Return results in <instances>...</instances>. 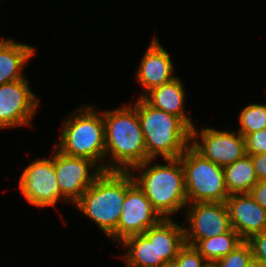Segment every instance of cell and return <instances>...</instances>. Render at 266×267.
<instances>
[{
  "label": "cell",
  "mask_w": 266,
  "mask_h": 267,
  "mask_svg": "<svg viewBox=\"0 0 266 267\" xmlns=\"http://www.w3.org/2000/svg\"><path fill=\"white\" fill-rule=\"evenodd\" d=\"M105 171H130L148 160L135 104L103 110ZM108 160V161H107Z\"/></svg>",
  "instance_id": "cell-1"
},
{
  "label": "cell",
  "mask_w": 266,
  "mask_h": 267,
  "mask_svg": "<svg viewBox=\"0 0 266 267\" xmlns=\"http://www.w3.org/2000/svg\"><path fill=\"white\" fill-rule=\"evenodd\" d=\"M164 161L167 164L153 165L150 159L134 166L130 172L158 214L163 219H172V214L188 204L184 171L179 158Z\"/></svg>",
  "instance_id": "cell-2"
},
{
  "label": "cell",
  "mask_w": 266,
  "mask_h": 267,
  "mask_svg": "<svg viewBox=\"0 0 266 267\" xmlns=\"http://www.w3.org/2000/svg\"><path fill=\"white\" fill-rule=\"evenodd\" d=\"M134 182L130 171H103L74 207L116 243V228L126 192Z\"/></svg>",
  "instance_id": "cell-3"
},
{
  "label": "cell",
  "mask_w": 266,
  "mask_h": 267,
  "mask_svg": "<svg viewBox=\"0 0 266 267\" xmlns=\"http://www.w3.org/2000/svg\"><path fill=\"white\" fill-rule=\"evenodd\" d=\"M137 115L148 160L179 158L191 145V128L179 117L137 99Z\"/></svg>",
  "instance_id": "cell-4"
},
{
  "label": "cell",
  "mask_w": 266,
  "mask_h": 267,
  "mask_svg": "<svg viewBox=\"0 0 266 267\" xmlns=\"http://www.w3.org/2000/svg\"><path fill=\"white\" fill-rule=\"evenodd\" d=\"M81 105L62 122L59 142L54 147L71 157L94 161L105 171V133L103 111ZM99 162V163H98Z\"/></svg>",
  "instance_id": "cell-5"
},
{
  "label": "cell",
  "mask_w": 266,
  "mask_h": 267,
  "mask_svg": "<svg viewBox=\"0 0 266 267\" xmlns=\"http://www.w3.org/2000/svg\"><path fill=\"white\" fill-rule=\"evenodd\" d=\"M184 171L188 203L226 202L223 167L204 158L191 145L179 157Z\"/></svg>",
  "instance_id": "cell-6"
},
{
  "label": "cell",
  "mask_w": 266,
  "mask_h": 267,
  "mask_svg": "<svg viewBox=\"0 0 266 267\" xmlns=\"http://www.w3.org/2000/svg\"><path fill=\"white\" fill-rule=\"evenodd\" d=\"M191 146L204 158L219 166H226L243 158L246 153L245 139L230 129L221 131L211 127L194 126L191 129Z\"/></svg>",
  "instance_id": "cell-7"
},
{
  "label": "cell",
  "mask_w": 266,
  "mask_h": 267,
  "mask_svg": "<svg viewBox=\"0 0 266 267\" xmlns=\"http://www.w3.org/2000/svg\"><path fill=\"white\" fill-rule=\"evenodd\" d=\"M54 168L62 200L74 205L103 170L91 159L71 157L54 149Z\"/></svg>",
  "instance_id": "cell-8"
},
{
  "label": "cell",
  "mask_w": 266,
  "mask_h": 267,
  "mask_svg": "<svg viewBox=\"0 0 266 267\" xmlns=\"http://www.w3.org/2000/svg\"><path fill=\"white\" fill-rule=\"evenodd\" d=\"M20 193L30 205L38 208L55 206L62 200L54 168V154L31 162L19 179Z\"/></svg>",
  "instance_id": "cell-9"
},
{
  "label": "cell",
  "mask_w": 266,
  "mask_h": 267,
  "mask_svg": "<svg viewBox=\"0 0 266 267\" xmlns=\"http://www.w3.org/2000/svg\"><path fill=\"white\" fill-rule=\"evenodd\" d=\"M184 227L185 244L194 246L199 240L222 235L231 229L226 202L188 203Z\"/></svg>",
  "instance_id": "cell-10"
},
{
  "label": "cell",
  "mask_w": 266,
  "mask_h": 267,
  "mask_svg": "<svg viewBox=\"0 0 266 267\" xmlns=\"http://www.w3.org/2000/svg\"><path fill=\"white\" fill-rule=\"evenodd\" d=\"M27 78L0 85V130L31 126L40 101Z\"/></svg>",
  "instance_id": "cell-11"
},
{
  "label": "cell",
  "mask_w": 266,
  "mask_h": 267,
  "mask_svg": "<svg viewBox=\"0 0 266 267\" xmlns=\"http://www.w3.org/2000/svg\"><path fill=\"white\" fill-rule=\"evenodd\" d=\"M163 218L154 209L143 190L134 182L126 192L121 216L116 228V244L125 238L143 234Z\"/></svg>",
  "instance_id": "cell-12"
},
{
  "label": "cell",
  "mask_w": 266,
  "mask_h": 267,
  "mask_svg": "<svg viewBox=\"0 0 266 267\" xmlns=\"http://www.w3.org/2000/svg\"><path fill=\"white\" fill-rule=\"evenodd\" d=\"M157 38L156 36L152 38L137 66L135 79L143 88V93L138 97H142L152 88L168 83L177 77L171 56Z\"/></svg>",
  "instance_id": "cell-13"
},
{
  "label": "cell",
  "mask_w": 266,
  "mask_h": 267,
  "mask_svg": "<svg viewBox=\"0 0 266 267\" xmlns=\"http://www.w3.org/2000/svg\"><path fill=\"white\" fill-rule=\"evenodd\" d=\"M226 204L230 225L247 241L251 236L266 231V210L249 193L231 194Z\"/></svg>",
  "instance_id": "cell-14"
},
{
  "label": "cell",
  "mask_w": 266,
  "mask_h": 267,
  "mask_svg": "<svg viewBox=\"0 0 266 267\" xmlns=\"http://www.w3.org/2000/svg\"><path fill=\"white\" fill-rule=\"evenodd\" d=\"M185 97L184 83L179 77L152 88L142 96L149 105L181 118L192 129L195 125L184 109Z\"/></svg>",
  "instance_id": "cell-15"
},
{
  "label": "cell",
  "mask_w": 266,
  "mask_h": 267,
  "mask_svg": "<svg viewBox=\"0 0 266 267\" xmlns=\"http://www.w3.org/2000/svg\"><path fill=\"white\" fill-rule=\"evenodd\" d=\"M35 47L12 38H0V85L25 79L24 67L35 53Z\"/></svg>",
  "instance_id": "cell-16"
},
{
  "label": "cell",
  "mask_w": 266,
  "mask_h": 267,
  "mask_svg": "<svg viewBox=\"0 0 266 267\" xmlns=\"http://www.w3.org/2000/svg\"><path fill=\"white\" fill-rule=\"evenodd\" d=\"M119 244L127 251L120 256L128 267H161L165 261L157 260L156 225L143 234L125 238Z\"/></svg>",
  "instance_id": "cell-17"
},
{
  "label": "cell",
  "mask_w": 266,
  "mask_h": 267,
  "mask_svg": "<svg viewBox=\"0 0 266 267\" xmlns=\"http://www.w3.org/2000/svg\"><path fill=\"white\" fill-rule=\"evenodd\" d=\"M183 226L172 219H162L156 224L157 260L173 261L185 245Z\"/></svg>",
  "instance_id": "cell-18"
},
{
  "label": "cell",
  "mask_w": 266,
  "mask_h": 267,
  "mask_svg": "<svg viewBox=\"0 0 266 267\" xmlns=\"http://www.w3.org/2000/svg\"><path fill=\"white\" fill-rule=\"evenodd\" d=\"M224 179L229 195L249 193L258 182L251 156L243 158L223 167Z\"/></svg>",
  "instance_id": "cell-19"
},
{
  "label": "cell",
  "mask_w": 266,
  "mask_h": 267,
  "mask_svg": "<svg viewBox=\"0 0 266 267\" xmlns=\"http://www.w3.org/2000/svg\"><path fill=\"white\" fill-rule=\"evenodd\" d=\"M244 240L231 228L228 232L211 238L199 240L193 247L204 257L209 265L228 255Z\"/></svg>",
  "instance_id": "cell-20"
},
{
  "label": "cell",
  "mask_w": 266,
  "mask_h": 267,
  "mask_svg": "<svg viewBox=\"0 0 266 267\" xmlns=\"http://www.w3.org/2000/svg\"><path fill=\"white\" fill-rule=\"evenodd\" d=\"M266 128V103H251L239 114L238 132L245 137L250 133Z\"/></svg>",
  "instance_id": "cell-21"
},
{
  "label": "cell",
  "mask_w": 266,
  "mask_h": 267,
  "mask_svg": "<svg viewBox=\"0 0 266 267\" xmlns=\"http://www.w3.org/2000/svg\"><path fill=\"white\" fill-rule=\"evenodd\" d=\"M253 258L250 244L243 241L228 255L220 258L214 267H247V264Z\"/></svg>",
  "instance_id": "cell-22"
},
{
  "label": "cell",
  "mask_w": 266,
  "mask_h": 267,
  "mask_svg": "<svg viewBox=\"0 0 266 267\" xmlns=\"http://www.w3.org/2000/svg\"><path fill=\"white\" fill-rule=\"evenodd\" d=\"M175 261L179 267H207L209 265L193 246L187 244L178 251Z\"/></svg>",
  "instance_id": "cell-23"
},
{
  "label": "cell",
  "mask_w": 266,
  "mask_h": 267,
  "mask_svg": "<svg viewBox=\"0 0 266 267\" xmlns=\"http://www.w3.org/2000/svg\"><path fill=\"white\" fill-rule=\"evenodd\" d=\"M247 154L266 153V128L244 137Z\"/></svg>",
  "instance_id": "cell-24"
},
{
  "label": "cell",
  "mask_w": 266,
  "mask_h": 267,
  "mask_svg": "<svg viewBox=\"0 0 266 267\" xmlns=\"http://www.w3.org/2000/svg\"><path fill=\"white\" fill-rule=\"evenodd\" d=\"M247 242L250 244L253 258L266 267V231L251 236Z\"/></svg>",
  "instance_id": "cell-25"
},
{
  "label": "cell",
  "mask_w": 266,
  "mask_h": 267,
  "mask_svg": "<svg viewBox=\"0 0 266 267\" xmlns=\"http://www.w3.org/2000/svg\"><path fill=\"white\" fill-rule=\"evenodd\" d=\"M248 155L251 156V160L258 181L266 180V153Z\"/></svg>",
  "instance_id": "cell-26"
},
{
  "label": "cell",
  "mask_w": 266,
  "mask_h": 267,
  "mask_svg": "<svg viewBox=\"0 0 266 267\" xmlns=\"http://www.w3.org/2000/svg\"><path fill=\"white\" fill-rule=\"evenodd\" d=\"M251 197L266 210V180L258 181L250 190Z\"/></svg>",
  "instance_id": "cell-27"
},
{
  "label": "cell",
  "mask_w": 266,
  "mask_h": 267,
  "mask_svg": "<svg viewBox=\"0 0 266 267\" xmlns=\"http://www.w3.org/2000/svg\"><path fill=\"white\" fill-rule=\"evenodd\" d=\"M247 267H265L260 261L252 258L247 264Z\"/></svg>",
  "instance_id": "cell-28"
},
{
  "label": "cell",
  "mask_w": 266,
  "mask_h": 267,
  "mask_svg": "<svg viewBox=\"0 0 266 267\" xmlns=\"http://www.w3.org/2000/svg\"><path fill=\"white\" fill-rule=\"evenodd\" d=\"M161 267H179V264L173 260L165 262Z\"/></svg>",
  "instance_id": "cell-29"
}]
</instances>
